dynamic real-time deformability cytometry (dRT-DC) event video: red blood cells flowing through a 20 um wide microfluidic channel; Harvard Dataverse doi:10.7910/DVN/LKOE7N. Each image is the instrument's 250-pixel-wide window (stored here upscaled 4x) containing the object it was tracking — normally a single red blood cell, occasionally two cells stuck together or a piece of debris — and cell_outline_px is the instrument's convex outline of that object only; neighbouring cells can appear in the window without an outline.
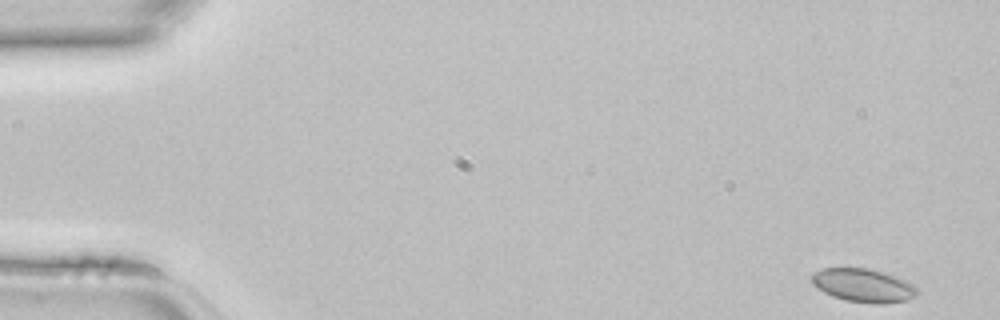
{"species": "common noctule bat (a hibernating species)", "species_latin": "Nyctalus noctula", "temperature_condition": "room temperature", "stored_images_in_passage": 44, "camera_frame_rate_fps": 3000, "um_per_image_px": 0.085, "animal": {"sex": "female", "body_mass_g": 22.7, "forearm_length_mm": 54.2}, "frame": {"image": 1, "passage_image": 1, "time_ms": 0.0, "image_size_px": [1000, 320], "cell_outline_px": [[916, 296], [904, 300], [880, 304], [876, 304], [848, 300], [832, 296], [824, 292], [812, 284], [812, 276], [820, 268], [868, 268], [884, 272], [904, 280], [912, 284], [916, 288]], "centroid_in_image_um": [73.35, 24.25], "position_along_channel_um": 11.6, "area_um2": 20.17}}
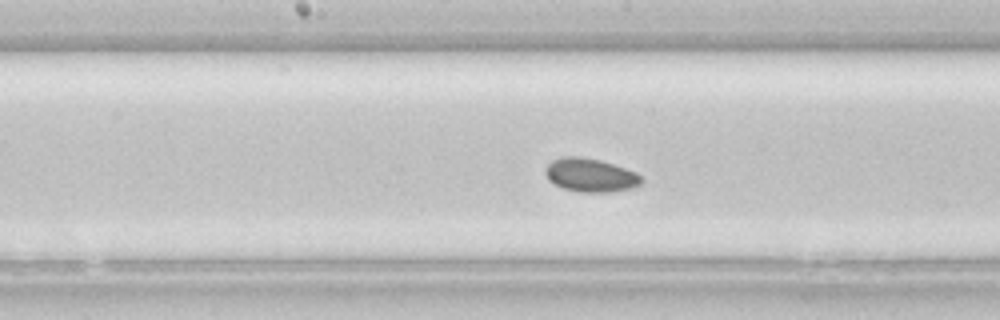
{"frame": {"image": 2, "passage_image": 22, "time_ms": 7.0, "image_size_px": [1000, 320], "cell_outline_px": [[644, 180], [640, 184], [632, 188], [612, 192], [580, 192], [564, 188], [548, 180], [544, 172], [544, 168], [552, 160], [564, 156], [580, 156], [600, 160], [636, 172]], "centroid_in_image_um": [50.17, 14.88], "position_along_channel_um": 198.0, "area_um2": 18.79}}
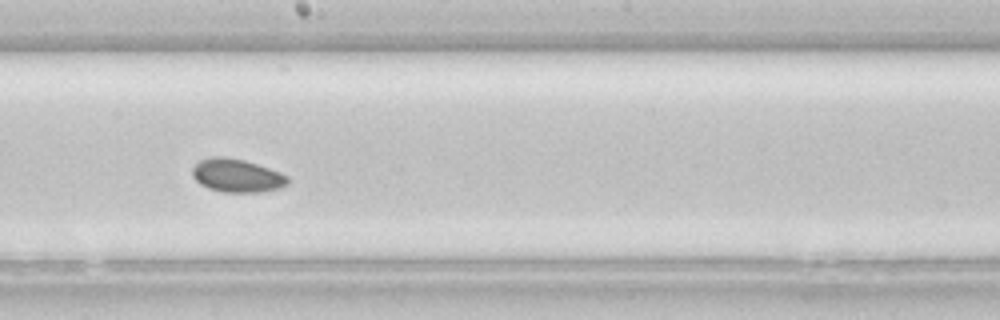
{"frame": {"image": 3, "passage_image": 24, "time_ms": 7.667, "image_size_px": [1000, 320], "cell_outline_px": [[288, 184], [284, 188], [260, 192], [224, 192], [208, 188], [200, 184], [192, 176], [192, 168], [200, 160], [208, 156], [224, 156], [244, 160], [280, 172], [288, 176]], "centroid_in_image_um": [20.14, 14.92], "position_along_channel_um": 228.1, "area_um2": 18.67}}